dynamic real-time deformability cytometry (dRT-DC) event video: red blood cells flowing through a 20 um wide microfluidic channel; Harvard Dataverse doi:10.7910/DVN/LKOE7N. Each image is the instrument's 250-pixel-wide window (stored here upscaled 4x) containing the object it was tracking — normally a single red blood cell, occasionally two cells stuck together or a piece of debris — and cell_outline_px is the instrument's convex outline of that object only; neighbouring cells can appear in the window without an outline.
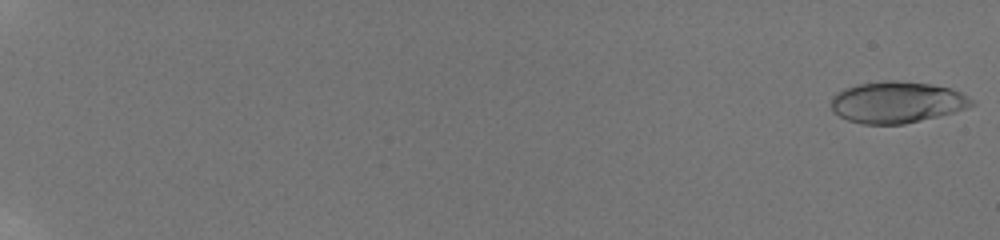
{"species": "human", "species_latin": "Homo sapiens", "temperature_condition": "room temperature", "stored_images_in_passage": 47, "camera_frame_rate_fps": 3000, "um_per_image_px": 0.085, "donor": {"sex": "male"}, "frame": {"image": 1, "passage_image": 1, "time_ms": 0.0, "image_size_px": [1000, 240], "cell_outline_px": [[976, 104], [968, 108], [904, 124], [864, 124], [848, 120], [832, 112], [832, 96], [836, 92], [844, 88], [856, 84], [884, 80], [896, 80], [932, 84], [948, 88], [960, 92], [976, 100]], "centroid_in_image_um": [76.23, 8.67], "position_along_channel_um": 8.8, "area_um2": 34.04}}
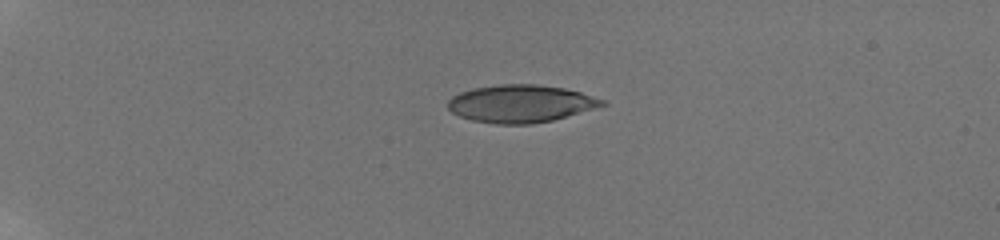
{"frame": {"image": 2, "passage_image": 25, "time_ms": 5.333, "image_size_px": [1000, 240], "cell_outline_px": [[608, 104], [552, 120], [532, 124], [496, 124], [472, 120], [460, 116], [452, 112], [448, 108], [448, 100], [452, 96], [460, 92], [472, 88], [500, 84], [536, 84], [564, 88], [580, 92], [604, 100]], "centroid_in_image_um": [44.23, 8.8], "position_along_channel_um": 40.8, "area_um2": 33.64}}
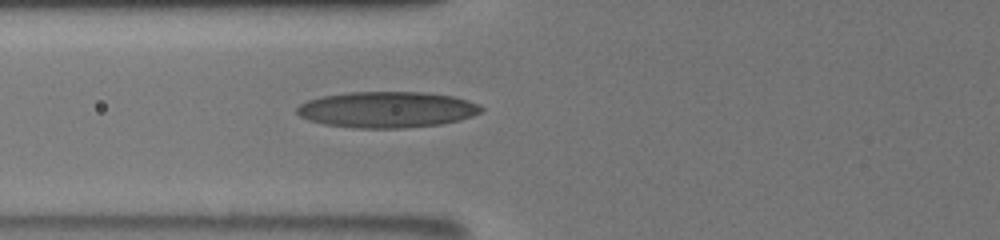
{"frame": {"image": 3, "passage_image": 44, "time_ms": 8.667, "image_size_px": [1000, 240], "cell_outline_px": [[484, 108], [480, 112], [472, 116], [460, 120], [440, 124], [404, 128], [356, 128], [324, 124], [308, 120], [300, 116], [296, 112], [296, 108], [300, 104], [308, 100], [324, 96], [348, 92], [428, 92], [452, 96], [468, 100], [480, 104]], "centroid_in_image_um": [32.91, 9.31], "position_along_channel_um": 92.9, "area_um2": 38.84}}